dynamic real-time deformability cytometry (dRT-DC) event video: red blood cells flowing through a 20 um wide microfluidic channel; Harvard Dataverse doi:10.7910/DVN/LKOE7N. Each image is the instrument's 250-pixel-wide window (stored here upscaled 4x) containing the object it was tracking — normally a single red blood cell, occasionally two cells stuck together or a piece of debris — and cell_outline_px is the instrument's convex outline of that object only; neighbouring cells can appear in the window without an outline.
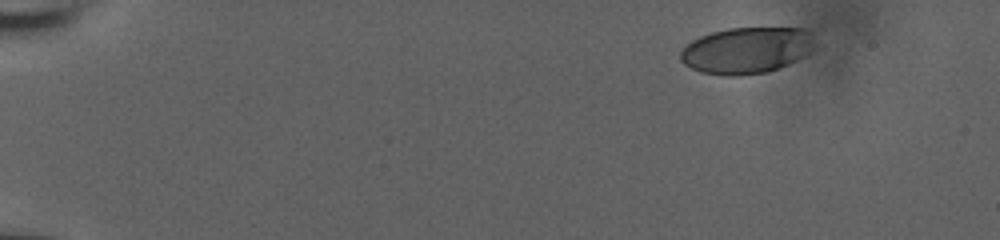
{"species": "human", "species_latin": "Homo sapiens", "temperature_condition": "room temperature", "stored_images_in_passage": 38, "camera_frame_rate_fps": 3000, "um_per_image_px": 0.085, "donor": {"sex": "male"}, "frame": {"image": 1, "passage_image": 1, "time_ms": 0.0, "image_size_px": [1000, 240], "cell_outline_px": [[812, 32], [800, 56], [768, 72], [736, 76], [724, 76], [700, 72], [684, 64], [680, 60], [680, 52], [692, 40], [700, 36], [712, 32], [728, 28], [808, 28]], "centroid_in_image_um": [63.29, 4.28], "position_along_channel_um": 21.7, "area_um2": 35.14}}
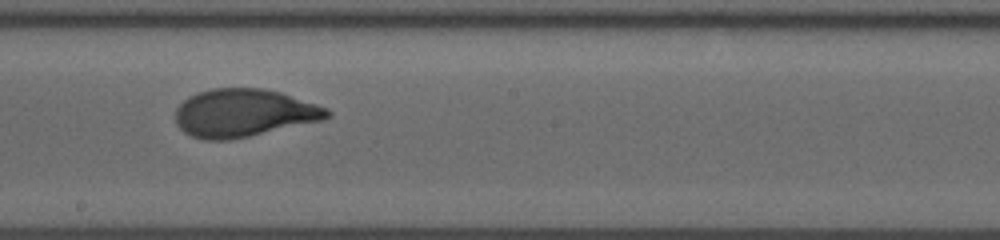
{"frame": {"image": 2, "passage_image": 22, "time_ms": 7.0, "image_size_px": [1000, 240], "cell_outline_px": [[332, 116], [320, 120], [248, 136], [228, 140], [204, 140], [192, 136], [184, 132], [176, 124], [176, 108], [188, 96], [196, 92], [212, 88], [264, 88], [280, 92], [328, 108], [332, 112]], "centroid_in_image_um": [20.69, 9.59], "position_along_channel_um": 227.5, "area_um2": 42.14}}
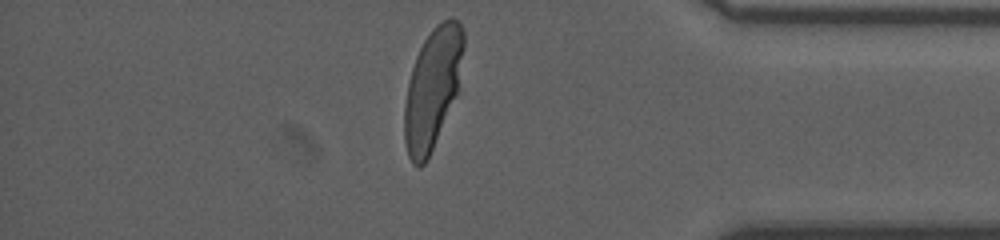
{"frame": {"image": 3, "passage_image": 37, "time_ms": 12.0, "image_size_px": [1000, 240], "cell_outline_px": [[464, 48], [456, 92], [428, 160], [420, 168], [416, 168], [412, 164], [408, 156], [404, 140], [404, 104], [408, 84], [412, 68], [416, 56], [424, 40], [432, 28], [436, 24], [452, 16], [460, 20], [464, 32]], "centroid_in_image_um": [36.74, 7.5], "position_along_channel_um": 398.5, "area_um2": 41.27}, "authors_computed_cell_mechanics": {"area_um2": 41.8183, "velocity_mm_per_s": 3.8455, "shape_relaxation_time_tau1_ms": 4.1161, "shape_relaxation_time_tau2_ms": null, "deformation_change_tau1": 0.2103, "deformation_change_tau2": null}}